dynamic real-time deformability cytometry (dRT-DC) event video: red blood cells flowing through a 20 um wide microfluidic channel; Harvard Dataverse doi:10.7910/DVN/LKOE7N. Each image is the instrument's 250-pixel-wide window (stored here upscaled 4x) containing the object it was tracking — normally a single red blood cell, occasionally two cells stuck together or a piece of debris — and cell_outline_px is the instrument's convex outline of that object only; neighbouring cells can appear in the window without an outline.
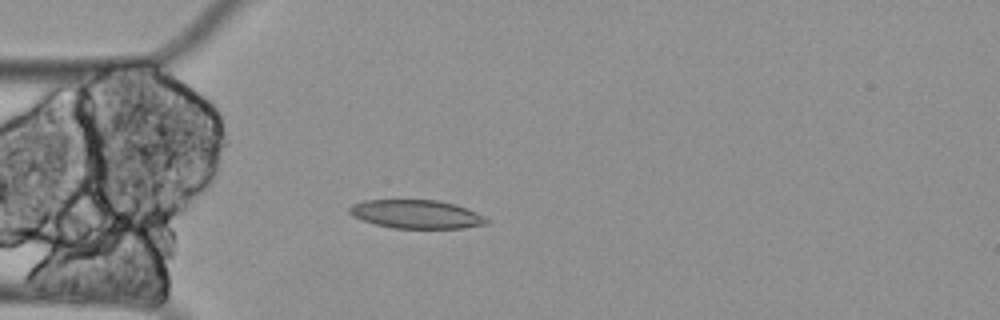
{"species": "Egyptian fruit bat (a non-hibernating species)", "species_latin": "Rousettus aegyptiacus", "temperature_condition": "cold", "stored_images_in_passage": 23, "camera_frame_rate_fps": 3000, "um_per_image_px": 0.085, "animal": {"sex": "female"}, "frame": {"image": 1, "passage_image": 3, "time_ms": 0.667, "image_size_px": [1000, 320], "cell_outline_px": [[488, 224], [464, 228], [392, 228], [376, 224], [352, 216], [348, 212], [348, 208], [352, 204], [364, 200], [440, 200], [456, 204], [476, 212], [484, 216], [488, 220]], "centroid_in_image_um": [35.4, 18.2], "position_along_channel_um": 49.6, "area_um2": 22.89}}
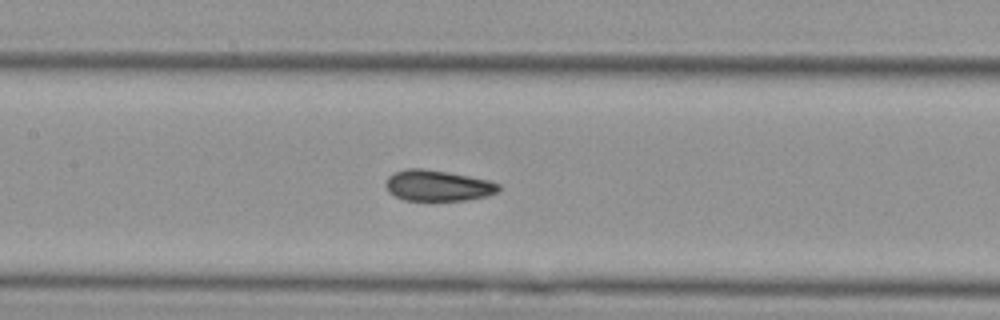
{"frame": {"image": 2, "passage_image": 14, "time_ms": 4.333, "image_size_px": [1000, 320], "cell_outline_px": [[500, 188], [496, 192], [488, 196], [464, 200], [404, 200], [388, 192], [384, 184], [388, 176], [404, 168], [424, 168], [448, 172], [488, 180], [500, 184]], "centroid_in_image_um": [37.18, 15.77], "position_along_channel_um": 170.2, "area_um2": 20.35}}
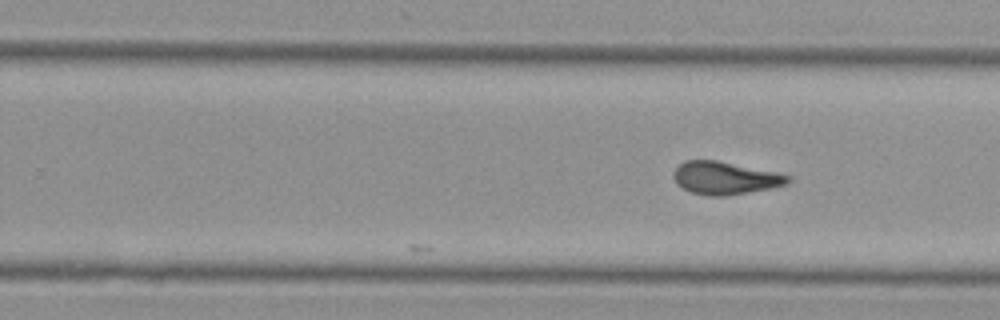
{"frame": {"image": 3, "passage_image": 23, "time_ms": 7.333, "image_size_px": [1000, 320], "cell_outline_px": [[792, 180], [788, 184], [768, 188], [724, 196], [708, 196], [692, 192], [676, 184], [672, 176], [672, 172], [684, 160], [716, 160], [776, 172], [792, 176]], "centroid_in_image_um": [61.61, 15.12], "position_along_channel_um": 268.2, "area_um2": 21.73}}